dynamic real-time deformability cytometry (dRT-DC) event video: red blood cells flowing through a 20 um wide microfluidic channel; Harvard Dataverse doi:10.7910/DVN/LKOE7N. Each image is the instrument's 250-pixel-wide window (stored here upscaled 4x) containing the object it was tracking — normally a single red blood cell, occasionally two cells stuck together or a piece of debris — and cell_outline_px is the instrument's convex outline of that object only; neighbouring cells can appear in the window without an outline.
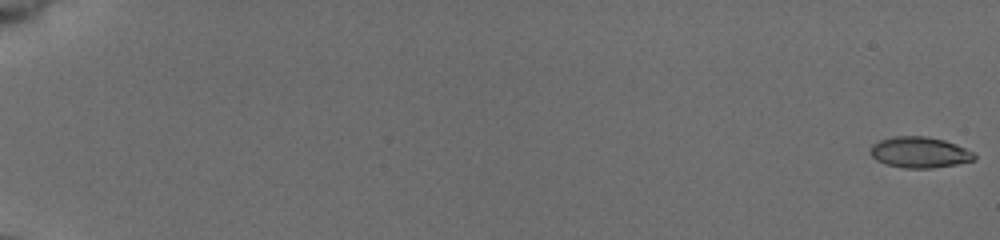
{"species": "common noctule bat (a hibernating species)", "species_latin": "Nyctalus noctula", "temperature_condition": "cold", "stored_images_in_passage": 56, "camera_frame_rate_fps": 3000, "um_per_image_px": 0.085, "animal": {"sex": "female", "body_mass_g": 19.5, "forearm_length_mm": 54.1}, "frame": {"image": 1, "passage_image": 1, "time_ms": 0.0, "image_size_px": [1000, 240], "cell_outline_px": [[976, 160], [956, 164], [932, 168], [904, 168], [884, 164], [876, 160], [868, 152], [872, 144], [880, 140], [892, 136], [924, 136], [944, 140], [956, 144], [976, 152]], "centroid_in_image_um": [78.16, 12.95], "position_along_channel_um": 6.8, "area_um2": 19.02}}
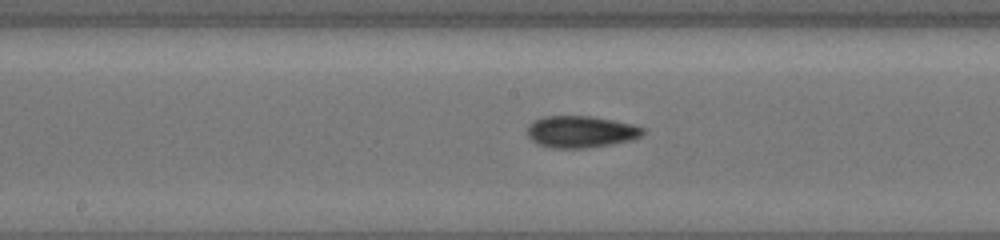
{"frame": {"image": 2, "passage_image": 32, "time_ms": 10.333, "image_size_px": [1000, 240], "cell_outline_px": [[644, 132], [640, 136], [632, 140], [612, 144], [584, 148], [552, 148], [536, 144], [528, 136], [528, 124], [532, 120], [544, 116], [592, 116], [632, 124], [644, 128]], "centroid_in_image_um": [49.34, 11.2], "position_along_channel_um": 198.9, "area_um2": 21.5}}
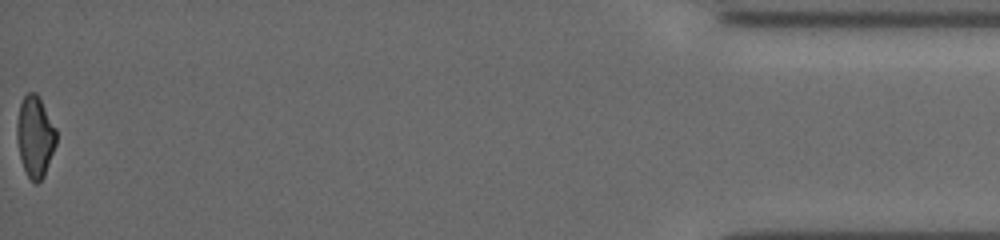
{"frame": {"image": 3, "passage_image": 56, "time_ms": 18.333, "image_size_px": [1000, 240], "cell_outline_px": [[56, 144], [44, 176], [36, 184], [32, 184], [24, 168], [20, 156], [16, 136], [16, 120], [20, 104], [24, 96], [28, 92], [36, 92], [40, 96], [56, 128]], "centroid_in_image_um": [2.98, 11.58], "position_along_channel_um": 432.2, "area_um2": 18.84}, "authors_computed_cell_mechanics": {"area_um2": 19.4786, "velocity_mm_per_s": 3.9164, "shape_relaxation_time_tau1_ms": 3.5395, "shape_relaxation_time_tau2_ms": 2.4102, "deformation_change_tau1": 0.1245, "deformation_change_tau2": 0.0819}}